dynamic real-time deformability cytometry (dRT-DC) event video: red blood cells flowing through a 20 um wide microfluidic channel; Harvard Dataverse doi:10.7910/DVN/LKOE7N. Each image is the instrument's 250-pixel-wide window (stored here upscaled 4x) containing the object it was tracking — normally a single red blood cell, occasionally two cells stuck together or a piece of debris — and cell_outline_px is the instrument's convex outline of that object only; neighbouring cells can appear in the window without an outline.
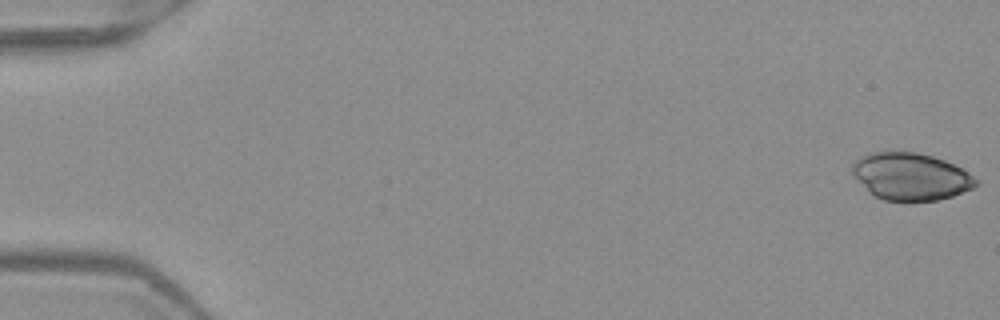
{"species": "Egyptian fruit bat (a non-hibernating species)", "species_latin": "Rousettus aegyptiacus", "temperature_condition": "warm", "stored_images_in_passage": 5, "camera_frame_rate_fps": 3000, "um_per_image_px": 0.085, "frame": {"image": 1, "passage_image": 1, "time_ms": 0.0, "image_size_px": [1000, 320], "cell_outline_px": [[980, 184], [972, 188], [952, 196], [936, 200], [912, 204], [884, 200], [872, 196], [852, 176], [852, 164], [856, 160], [872, 152], [916, 152], [932, 156], [944, 160], [968, 172], [980, 180]], "centroid_in_image_um": [77.4, 15.05], "position_along_channel_um": 7.6, "area_um2": 34.74}}